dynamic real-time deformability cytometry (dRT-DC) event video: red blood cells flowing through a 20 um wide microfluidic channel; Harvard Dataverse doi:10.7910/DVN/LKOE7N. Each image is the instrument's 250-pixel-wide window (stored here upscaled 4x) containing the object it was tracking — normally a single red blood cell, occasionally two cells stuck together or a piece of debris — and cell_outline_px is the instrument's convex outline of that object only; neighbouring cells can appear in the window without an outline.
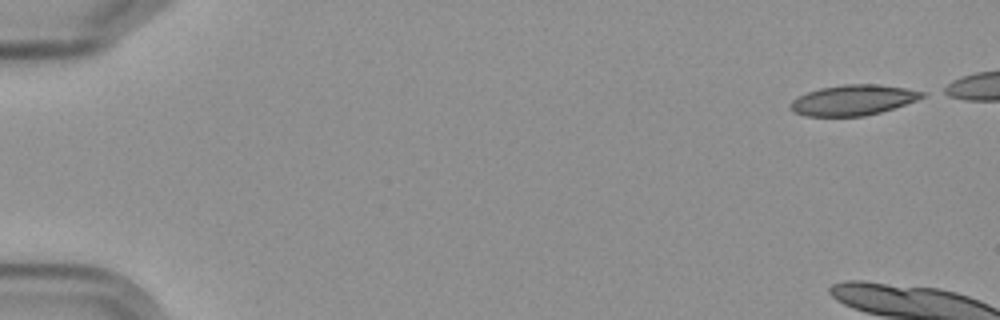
{"species": "Egyptian fruit bat (a non-hibernating species)", "species_latin": "Rousettus aegyptiacus", "temperature_condition": "cold", "stored_images_in_passage": 3, "camera_frame_rate_fps": 3000, "um_per_image_px": 0.085, "frame": {"image": 1, "passage_image": 1, "time_ms": 0.0, "image_size_px": [1000, 320], "cell_outline_px": [[928, 92], [924, 96], [916, 100], [880, 112], [864, 116], [804, 116], [792, 112], [788, 108], [788, 104], [792, 100], [808, 92], [820, 88], [844, 84], [880, 84]], "centroid_in_image_um": [72.47, 8.51], "position_along_channel_um": 12.5, "area_um2": 23.35}}